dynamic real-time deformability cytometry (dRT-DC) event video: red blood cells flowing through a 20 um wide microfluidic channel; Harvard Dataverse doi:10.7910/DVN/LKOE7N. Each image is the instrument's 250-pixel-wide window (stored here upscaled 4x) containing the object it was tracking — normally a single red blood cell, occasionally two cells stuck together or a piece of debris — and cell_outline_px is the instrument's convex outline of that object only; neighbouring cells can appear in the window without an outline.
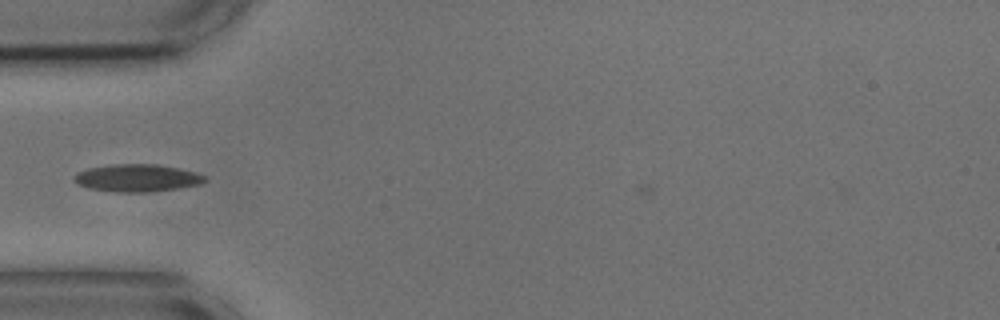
{"species": "common noctule bat (a hibernating species)", "species_latin": "Nyctalus noctula", "temperature_condition": "cold", "stored_images_in_passage": 37, "camera_frame_rate_fps": 3000, "um_per_image_px": 0.085, "animal": {"sex": "male", "body_mass_g": 17.9, "forearm_length_mm": 54.2}, "frame": {"image": 1, "passage_image": 2, "time_ms": 0.333, "image_size_px": [1000, 320], "cell_outline_px": [[208, 180], [200, 184], [180, 188], [148, 192], [112, 192], [88, 188], [76, 184], [72, 180], [72, 176], [88, 168], [108, 164], [156, 164], [196, 172], [204, 176]], "centroid_in_image_um": [11.61, 15.13], "position_along_channel_um": 73.4, "area_um2": 21.1}, "authors_computed_cell_mechanics": {"area_um2": 19.0162, "velocity_mm_per_s": 3.6519, "shape_relaxation_time_tau1_ms": 5.063, "shape_relaxation_time_tau2_ms": 2.8397, "deformation_change_tau1": 0.1276, "deformation_change_tau2": 0.0882}}